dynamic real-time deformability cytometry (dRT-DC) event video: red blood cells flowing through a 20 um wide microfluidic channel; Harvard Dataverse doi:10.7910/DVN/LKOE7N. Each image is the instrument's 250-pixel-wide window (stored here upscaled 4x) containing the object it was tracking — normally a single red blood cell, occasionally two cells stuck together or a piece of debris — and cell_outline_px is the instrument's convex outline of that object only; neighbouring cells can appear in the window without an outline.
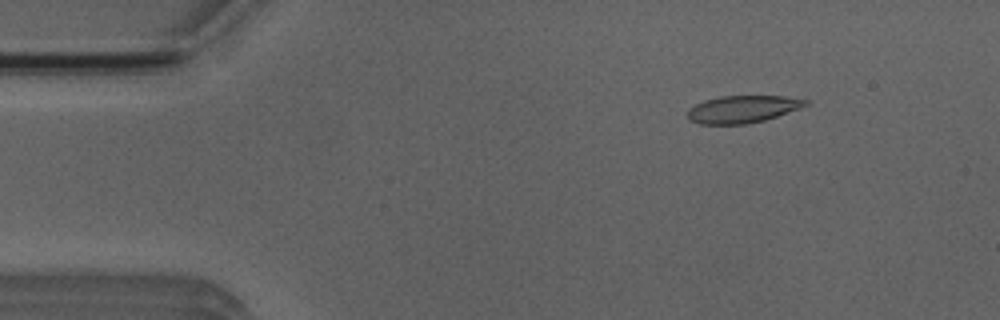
{"species": "Egyptian fruit bat (a non-hibernating species)", "species_latin": "Rousettus aegyptiacus", "temperature_condition": "room temperature", "stored_images_in_passage": 5, "segment_of_instrument_passage": [1, 2], "camera_frame_rate_fps": 3000, "um_per_image_px": 0.085, "animal": {"sex": "male"}, "frame": {"image": 1, "passage_image": 2, "time_ms": 1.0, "image_size_px": [1000, 320], "cell_outline_px": [[808, 104], [800, 108], [764, 120], [744, 124], [700, 124], [688, 120], [688, 108], [704, 100], [720, 96], [784, 96], [808, 100]], "centroid_in_image_um": [63.08, 9.27], "position_along_channel_um": 21.9, "area_um2": 18.67}}